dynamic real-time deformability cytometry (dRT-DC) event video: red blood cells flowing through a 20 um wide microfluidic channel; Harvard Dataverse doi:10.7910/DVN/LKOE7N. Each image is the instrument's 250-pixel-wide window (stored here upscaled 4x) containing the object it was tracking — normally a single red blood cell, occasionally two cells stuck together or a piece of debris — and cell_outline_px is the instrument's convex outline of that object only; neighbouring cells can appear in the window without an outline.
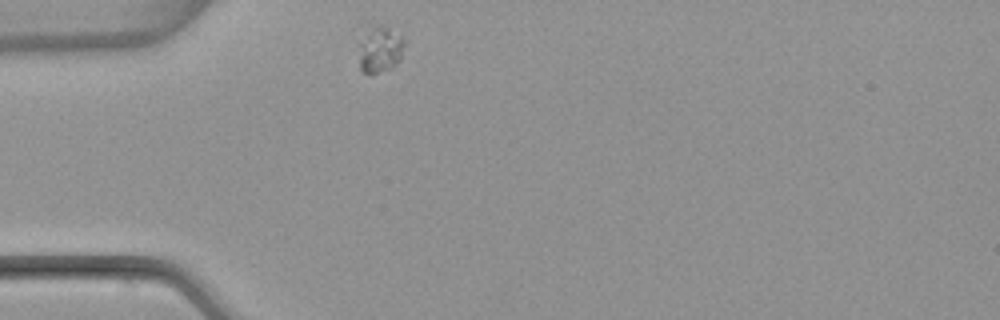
{"species": "common noctule bat (a hibernating species)", "species_latin": "Nyctalus noctula", "temperature_condition": "warm", "stored_images_in_passage": 40, "camera_frame_rate_fps": 3000, "um_per_image_px": 0.085, "animal": {"sex": "female", "body_mass_g": 22.7, "forearm_length_mm": 54.2}, "frame": {"image": 1, "passage_image": 1, "time_ms": 0.0, "image_size_px": [1000, 320], "cell_outline_px": [[408, 44], [400, 60], [392, 68], [372, 76], [364, 72], [360, 68], [360, 44], [372, 28], [388, 28], [404, 36]], "centroid_in_image_um": [32.41, 4.29], "position_along_channel_um": 52.6, "area_um2": 12.2}}
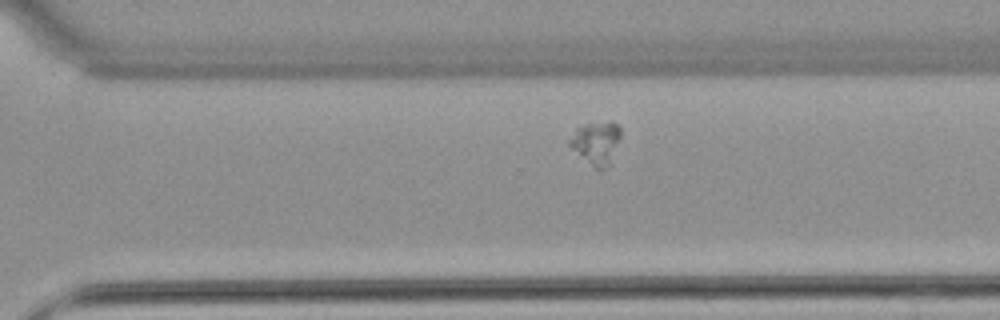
{"frame": {"image": 2, "passage_image": 24, "time_ms": 7.667, "image_size_px": [1000, 320], "cell_outline_px": [[620, 136], [608, 164], [600, 172], [572, 148], [568, 144], [568, 140], [576, 128], [584, 124], [612, 120], [620, 128]], "centroid_in_image_um": [50.65, 12.09], "position_along_channel_um": 319.9, "area_um2": 12.43}}
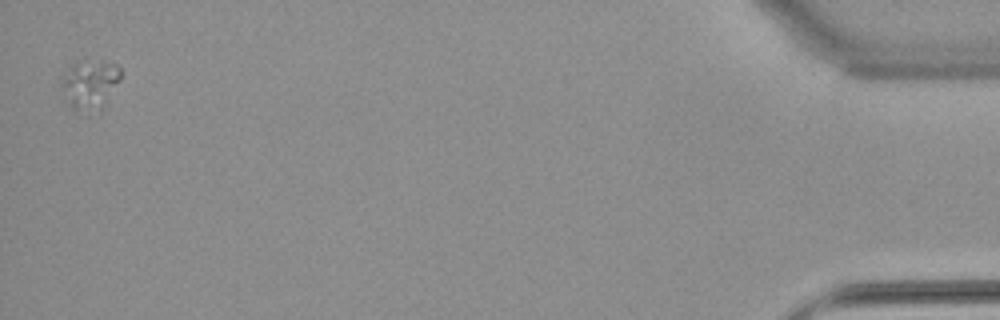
{"frame": {"image": 3, "passage_image": 40, "time_ms": 13.0, "image_size_px": [1000, 320], "cell_outline_px": [[120, 80], [100, 112], [72, 108], [68, 104], [60, 84], [60, 72], [76, 60], [104, 60], [116, 64], [120, 68]], "centroid_in_image_um": [7.6, 7.1], "position_along_channel_um": 427.6, "area_um2": 17.57}}